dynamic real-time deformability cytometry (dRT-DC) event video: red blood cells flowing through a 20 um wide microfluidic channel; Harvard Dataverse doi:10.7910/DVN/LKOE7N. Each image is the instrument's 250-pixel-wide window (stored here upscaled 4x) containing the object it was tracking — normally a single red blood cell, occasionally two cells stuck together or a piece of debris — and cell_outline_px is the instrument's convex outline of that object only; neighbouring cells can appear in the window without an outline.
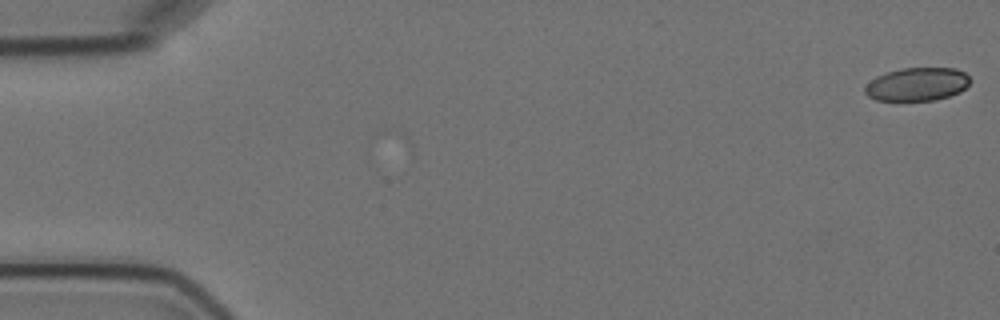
{"species": "Egyptian fruit bat (a non-hibernating species)", "species_latin": "Rousettus aegyptiacus", "temperature_condition": "cold", "stored_images_in_passage": 4, "camera_frame_rate_fps": 3000, "um_per_image_px": 0.085, "animal": {"sex": "female"}, "frame": {"image": 1, "passage_image": 1, "time_ms": 0.0, "image_size_px": [1000, 320], "cell_outline_px": [[972, 80], [960, 92], [936, 100], [876, 100], [868, 96], [864, 92], [864, 88], [876, 76], [900, 68], [956, 68], [964, 72]], "centroid_in_image_um": [77.97, 7.15], "position_along_channel_um": 7.0, "area_um2": 20.29}}
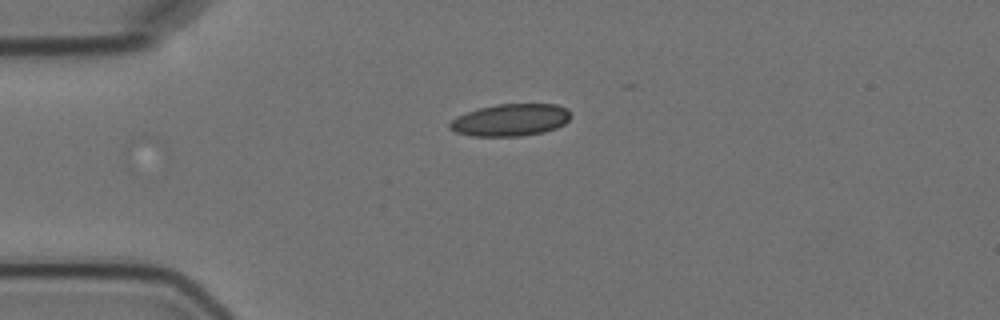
{"frame": {"image": 2, "passage_image": 4, "time_ms": 4.333, "image_size_px": [1000, 320], "cell_outline_px": [[572, 116], [564, 124], [556, 128], [544, 132], [520, 136], [472, 136], [456, 132], [448, 128], [448, 124], [452, 120], [468, 112], [480, 108], [496, 104], [556, 104], [568, 108]], "centroid_in_image_um": [43.43, 10.2], "position_along_channel_um": 41.6, "area_um2": 22.66}}